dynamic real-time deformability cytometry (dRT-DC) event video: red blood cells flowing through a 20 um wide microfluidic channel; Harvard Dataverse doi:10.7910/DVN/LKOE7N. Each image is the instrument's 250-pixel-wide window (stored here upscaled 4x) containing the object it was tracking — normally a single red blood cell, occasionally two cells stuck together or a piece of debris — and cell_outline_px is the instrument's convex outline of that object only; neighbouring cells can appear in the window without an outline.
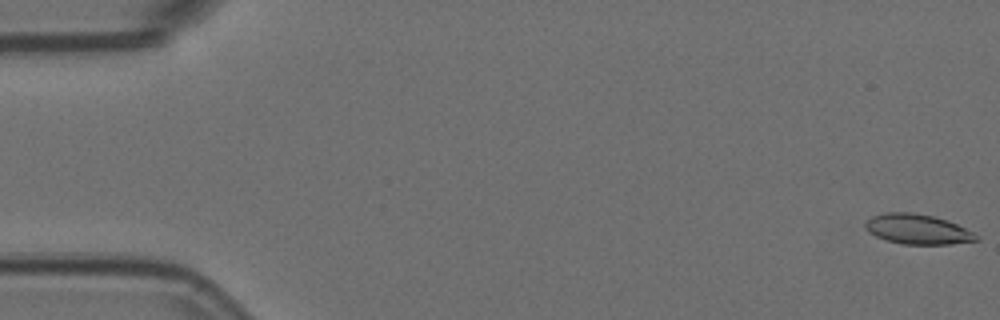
{"species": "Egyptian fruit bat (a non-hibernating species)", "species_latin": "Rousettus aegyptiacus", "temperature_condition": "room temperature", "stored_images_in_passage": 5, "camera_frame_rate_fps": 3000, "um_per_image_px": 0.085, "animal": {"sex": "female"}, "frame": {"image": 1, "passage_image": 1, "time_ms": 0.0, "image_size_px": [1000, 320], "cell_outline_px": [[980, 240], [952, 244], [904, 244], [888, 240], [876, 236], [868, 232], [864, 228], [864, 224], [872, 216], [884, 212], [912, 212], [932, 216], [948, 220], [980, 236]], "centroid_in_image_um": [77.99, 19.48], "position_along_channel_um": 7.0, "area_um2": 19.36}}
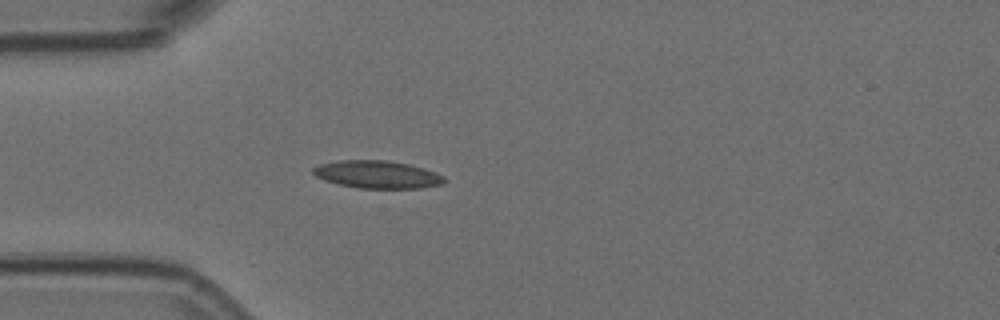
{"frame": {"image": 2, "passage_image": 5, "time_ms": 1.333, "image_size_px": [1000, 320], "cell_outline_px": [[444, 184], [424, 188], [356, 188], [324, 180], [316, 176], [312, 172], [312, 168], [320, 164], [336, 160], [388, 160], [408, 164], [424, 168], [436, 172], [444, 176]], "centroid_in_image_um": [32.08, 14.83], "position_along_channel_um": 52.9, "area_um2": 21.27}}